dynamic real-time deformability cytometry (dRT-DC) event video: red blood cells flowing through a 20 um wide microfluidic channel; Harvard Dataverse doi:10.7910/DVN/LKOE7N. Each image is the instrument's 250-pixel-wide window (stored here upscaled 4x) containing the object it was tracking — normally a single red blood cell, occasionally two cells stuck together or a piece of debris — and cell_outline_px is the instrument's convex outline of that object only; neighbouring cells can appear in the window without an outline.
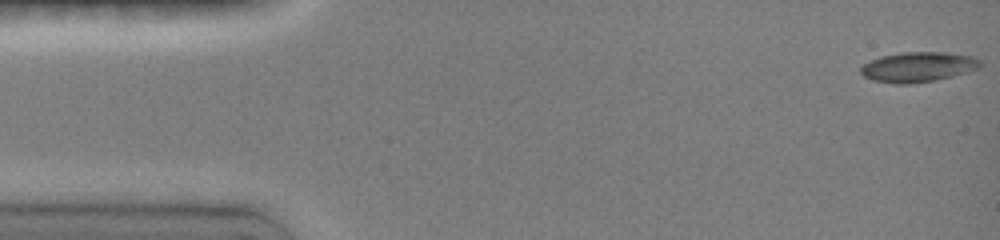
{"species": "common noctule bat (a hibernating species)", "species_latin": "Nyctalus noctula", "temperature_condition": "room temperature", "stored_images_in_passage": 48, "camera_frame_rate_fps": 3000, "um_per_image_px": 0.085, "animal": {"sex": "female", "body_mass_g": 19.0, "forearm_length_mm": 51.5}, "frame": {"image": 1, "passage_image": 1, "time_ms": 0.0, "image_size_px": [1000, 240], "cell_outline_px": [[980, 64], [976, 68], [968, 72], [952, 76], [932, 80], [908, 84], [892, 84], [872, 80], [864, 76], [860, 72], [860, 68], [864, 64], [880, 56], [900, 52], [944, 52], [976, 56], [980, 60]], "centroid_in_image_um": [78.01, 5.68], "position_along_channel_um": 7.0, "area_um2": 20.87}}
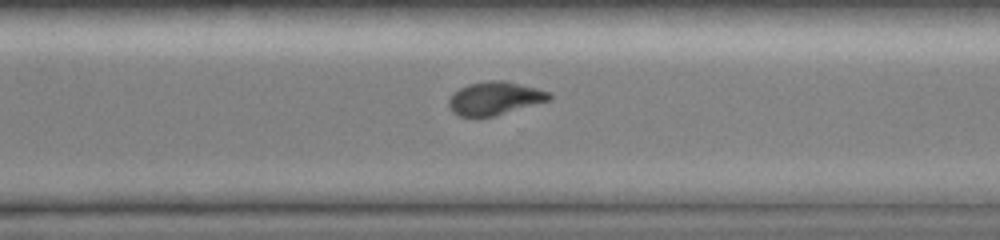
{"frame": {"image": 2, "passage_image": 34, "time_ms": 11.0, "image_size_px": [1000, 240], "cell_outline_px": [[552, 96], [548, 100], [492, 116], [476, 120], [472, 120], [460, 116], [452, 112], [448, 104], [448, 100], [460, 88], [468, 84], [488, 80], [504, 80], [536, 88], [548, 92]], "centroid_in_image_um": [41.97, 8.38], "position_along_channel_um": 328.6, "area_um2": 19.42}}
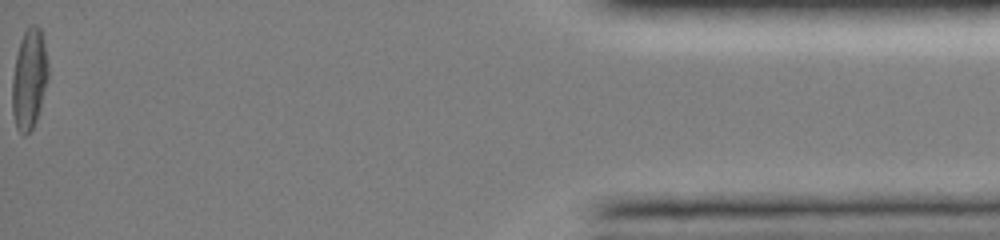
{"frame": {"image": 3, "passage_image": 48, "time_ms": 15.667, "image_size_px": [1000, 240], "cell_outline_px": [[48, 76], [36, 120], [32, 128], [24, 136], [16, 128], [12, 112], [12, 76], [16, 56], [20, 40], [28, 24], [36, 24], [40, 28], [44, 40], [48, 68]], "centroid_in_image_um": [2.46, 6.68], "position_along_channel_um": 432.7, "area_um2": 20.98}, "authors_computed_cell_mechanics": {"area_um2": 20.0277, "velocity_mm_per_s": 4.0335, "shape_relaxation_time_tau1_ms": 6.2966, "shape_relaxation_time_tau2_ms": 4.205, "deformation_change_tau1": 0.1836, "deformation_change_tau2": 0.0762}}